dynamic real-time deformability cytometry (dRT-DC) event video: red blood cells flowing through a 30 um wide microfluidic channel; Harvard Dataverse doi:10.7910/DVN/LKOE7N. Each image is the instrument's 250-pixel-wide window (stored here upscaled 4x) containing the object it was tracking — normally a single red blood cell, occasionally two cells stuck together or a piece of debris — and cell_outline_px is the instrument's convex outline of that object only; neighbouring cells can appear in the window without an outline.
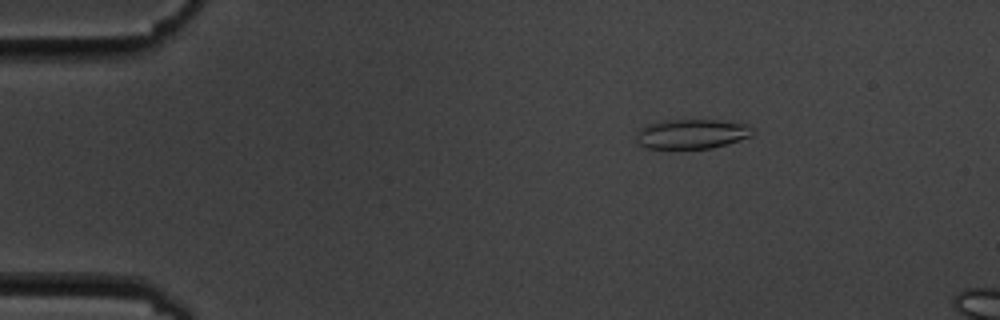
{"species": "common noctule bat (a hibernating species)", "species_latin": "Nyctalus noctula", "temperature_condition": "cold", "stored_images_in_passage": 5, "camera_frame_rate_fps": 3000, "um_per_image_px": 0.085, "animal": {"sex": "male", "body_mass_g": 19.5, "forearm_length_mm": 54.6}, "frame": {"image": 1, "passage_image": 3, "time_ms": 2.333, "image_size_px": [1000, 320], "cell_outline_px": [[752, 136], [712, 148], [644, 148], [636, 144], [636, 132], [640, 128], [648, 124], [672, 120], [716, 120], [748, 124], [752, 128]], "centroid_in_image_um": [58.76, 11.39], "position_along_channel_um": 26.2, "area_um2": 20.0}}